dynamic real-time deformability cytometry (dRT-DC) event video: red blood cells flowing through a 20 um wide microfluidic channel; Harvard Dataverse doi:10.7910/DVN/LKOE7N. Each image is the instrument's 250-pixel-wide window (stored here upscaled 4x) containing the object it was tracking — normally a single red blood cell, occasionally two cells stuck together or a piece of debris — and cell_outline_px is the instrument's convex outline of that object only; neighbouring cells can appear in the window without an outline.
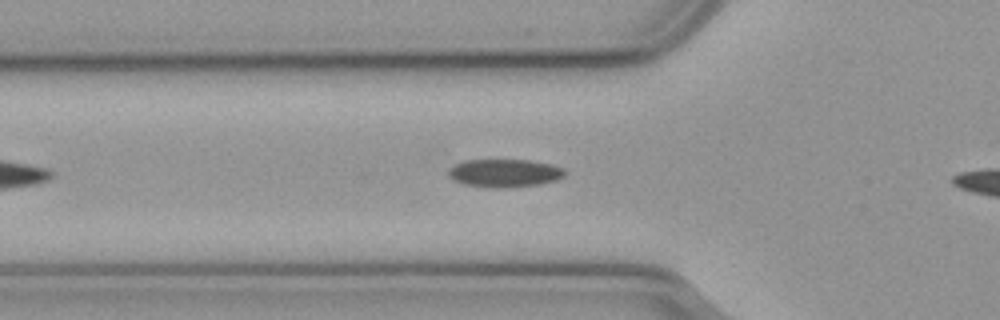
{"species": "common noctule bat (a hibernating species)", "species_latin": "Nyctalus noctula", "temperature_condition": "cold", "stored_images_in_passage": 20, "camera_frame_rate_fps": 3000, "um_per_image_px": 0.085, "animal": {"sex": "male", "body_mass_g": 23.1, "forearm_length_mm": 52.7}, "frame": {"image": 1, "passage_image": 9, "time_ms": 2.667, "image_size_px": [1000, 320], "cell_outline_px": [[564, 176], [556, 180], [540, 184], [500, 188], [492, 188], [464, 184], [452, 180], [448, 176], [448, 172], [456, 164], [464, 160], [528, 160], [552, 164], [564, 168]], "centroid_in_image_um": [42.88, 14.71], "position_along_channel_um": 82.9, "area_um2": 18.96}}
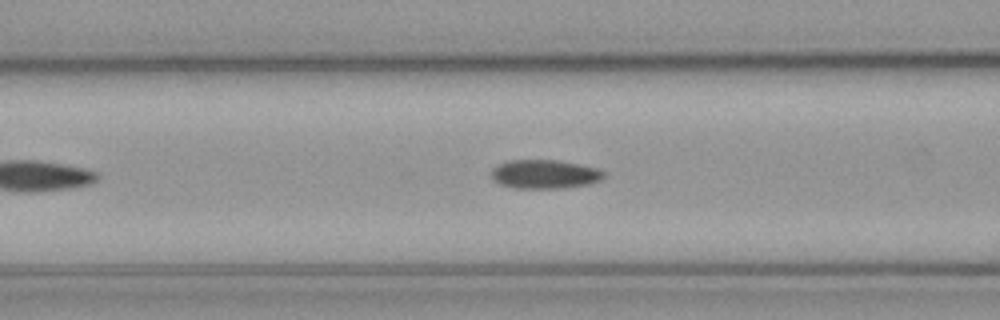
{"frame": {"image": 2, "passage_image": 12, "time_ms": 3.667, "image_size_px": [1000, 320], "cell_outline_px": [[604, 176], [600, 180], [588, 184], [564, 188], [516, 188], [500, 184], [492, 180], [492, 168], [508, 160], [556, 160], [580, 164], [596, 168], [604, 172]], "centroid_in_image_um": [46.28, 14.8], "position_along_channel_um": 120.3, "area_um2": 18.84}}